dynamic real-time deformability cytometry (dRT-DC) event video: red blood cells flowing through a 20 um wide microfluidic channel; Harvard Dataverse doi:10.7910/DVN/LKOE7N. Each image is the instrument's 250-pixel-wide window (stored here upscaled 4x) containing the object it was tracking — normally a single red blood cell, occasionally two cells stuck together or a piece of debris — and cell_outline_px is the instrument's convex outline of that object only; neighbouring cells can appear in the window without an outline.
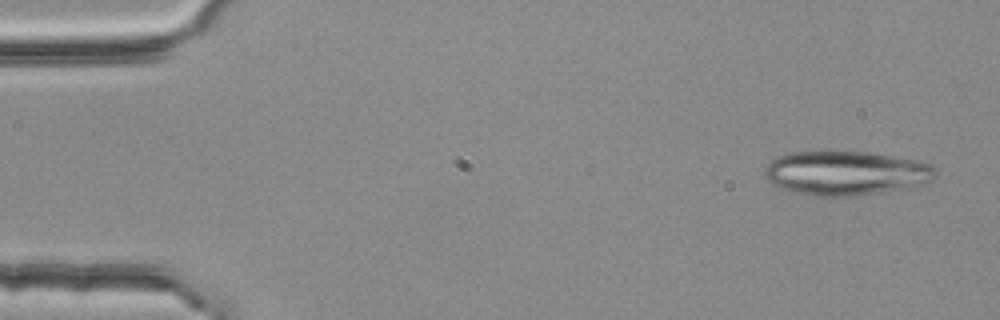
{"species": "common noctule bat (a hibernating species)", "species_latin": "Nyctalus noctula", "temperature_condition": "room temperature", "stored_images_in_passage": 4, "camera_frame_rate_fps": 3000, "um_per_image_px": 0.085, "animal": {"sex": "female", "body_mass_g": 25.1}, "frame": {"image": 1, "passage_image": 1, "time_ms": 0.0, "image_size_px": [1000, 320], "cell_outline_px": [[936, 176], [932, 180], [924, 184], [908, 188], [852, 196], [820, 196], [792, 192], [780, 188], [772, 184], [764, 176], [764, 168], [776, 156], [792, 152], [872, 152], [916, 160], [932, 164], [936, 168]], "centroid_in_image_um": [71.91, 14.71], "position_along_channel_um": 13.1, "area_um2": 44.22}}